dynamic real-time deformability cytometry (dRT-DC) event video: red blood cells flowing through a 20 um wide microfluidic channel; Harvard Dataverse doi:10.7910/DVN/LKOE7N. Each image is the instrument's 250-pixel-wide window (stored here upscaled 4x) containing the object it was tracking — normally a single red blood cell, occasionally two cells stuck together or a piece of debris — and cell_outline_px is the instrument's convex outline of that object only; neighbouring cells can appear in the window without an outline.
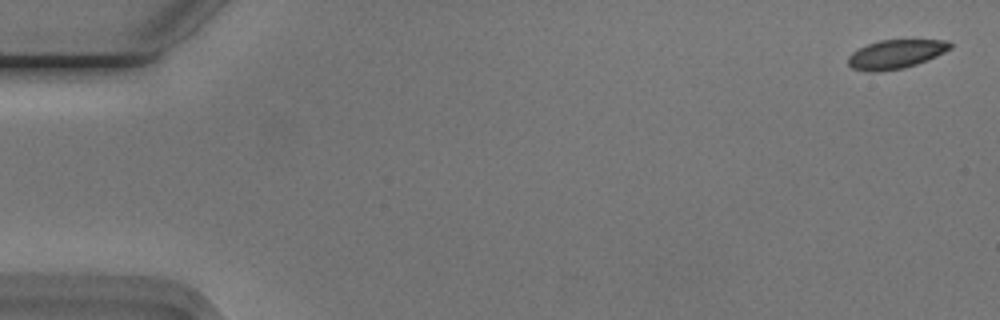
{"species": "Egyptian fruit bat (a non-hibernating species)", "species_latin": "Rousettus aegyptiacus", "temperature_condition": "cold", "stored_images_in_passage": 55, "camera_frame_rate_fps": 3000, "um_per_image_px": 0.085, "animal": {"sex": "male"}, "frame": {"image": 1, "passage_image": 2, "time_ms": 0.333, "image_size_px": [1000, 320], "cell_outline_px": [[952, 48], [936, 56], [916, 64], [904, 68], [880, 72], [868, 72], [852, 68], [848, 64], [848, 56], [852, 52], [868, 44], [880, 40], [948, 40], [952, 44]], "centroid_in_image_um": [76.13, 4.61], "position_along_channel_um": 8.9, "area_um2": 17.17}}
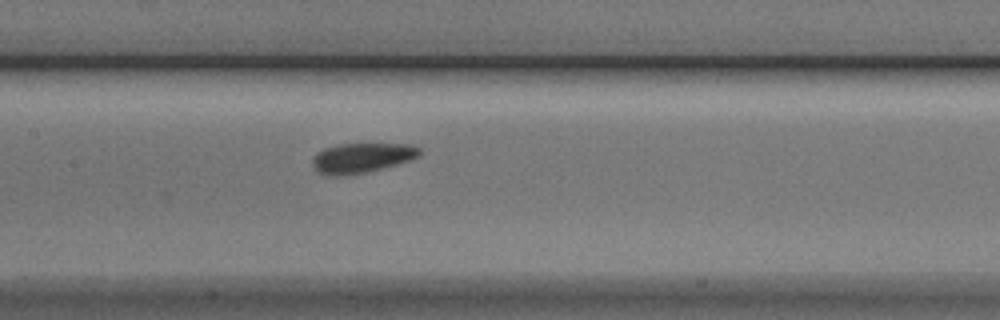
{"frame": {"image": 2, "passage_image": 27, "time_ms": 8.667, "image_size_px": [1000, 320], "cell_outline_px": [[420, 156], [412, 160], [368, 172], [344, 176], [332, 176], [316, 172], [312, 168], [312, 160], [324, 148], [340, 144], [412, 144], [420, 148]], "centroid_in_image_um": [30.77, 13.43], "position_along_channel_um": 176.6, "area_um2": 18.79}}
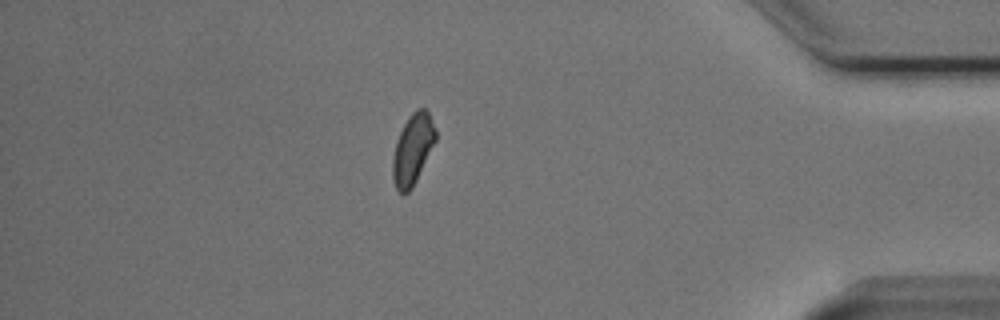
{"frame": {"image": 3, "passage_image": 48, "time_ms": 15.667, "image_size_px": [1000, 320], "cell_outline_px": [[436, 140], [412, 188], [408, 192], [400, 192], [396, 188], [392, 176], [392, 160], [396, 140], [408, 116], [416, 108], [424, 108], [428, 112], [436, 128]], "centroid_in_image_um": [35.07, 12.65], "position_along_channel_um": 400.1, "area_um2": 17.51}, "authors_computed_cell_mechanics": {"area_um2": 17.8602, "velocity_mm_per_s": 3.7451, "shape_relaxation_time_tau1_ms": 7.7008, "shape_relaxation_time_tau2_ms": 2.1027, "deformation_change_tau1": 0.1305, "deformation_change_tau2": 0.0756}}